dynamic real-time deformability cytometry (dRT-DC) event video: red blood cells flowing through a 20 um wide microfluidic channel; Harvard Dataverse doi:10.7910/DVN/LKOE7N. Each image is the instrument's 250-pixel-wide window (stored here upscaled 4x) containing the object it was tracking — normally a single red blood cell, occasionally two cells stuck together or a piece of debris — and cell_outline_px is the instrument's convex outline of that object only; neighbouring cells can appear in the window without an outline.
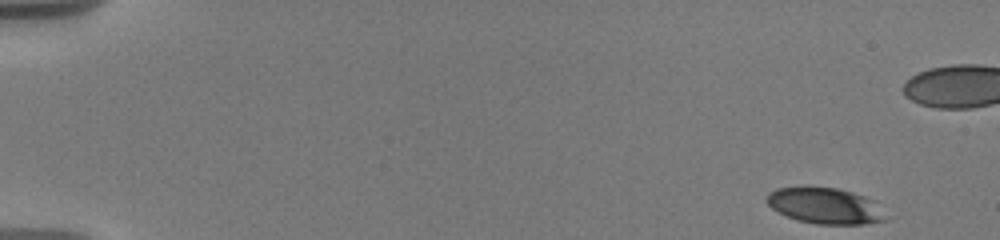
{"species": "human", "species_latin": "Homo sapiens", "temperature_condition": "warm", "stored_images_in_passage": 33, "camera_frame_rate_fps": 3000, "um_per_image_px": 0.085, "donor": {"sex": "male"}, "frame": {"image": 1, "passage_image": 1, "time_ms": 0.0, "image_size_px": [1000, 240], "cell_outline_px": [[888, 220], [860, 224], [816, 224], [800, 220], [788, 216], [772, 208], [768, 204], [768, 192], [776, 188], [808, 184], [836, 188], [852, 192], [876, 200]], "centroid_in_image_um": [70.14, 17.44], "position_along_channel_um": 14.9, "area_um2": 25.37}}
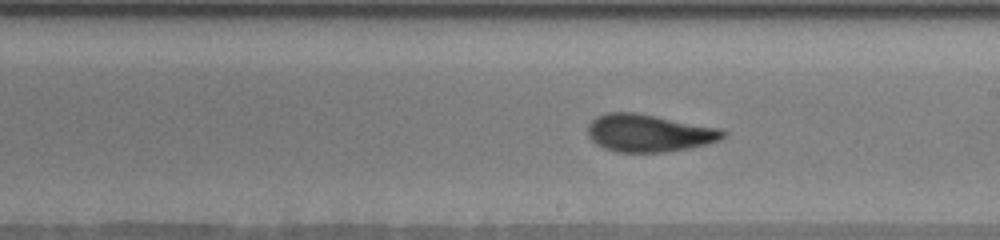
{"frame": {"image": 2, "passage_image": 19, "time_ms": 10.0, "image_size_px": [1000, 240], "cell_outline_px": [[728, 132], [720, 140], [708, 144], [688, 148], [664, 152], [616, 152], [604, 148], [596, 144], [588, 136], [588, 124], [596, 116], [608, 112], [636, 112], [720, 128]], "centroid_in_image_um": [55.15, 11.3], "position_along_channel_um": 233.8, "area_um2": 29.71}}
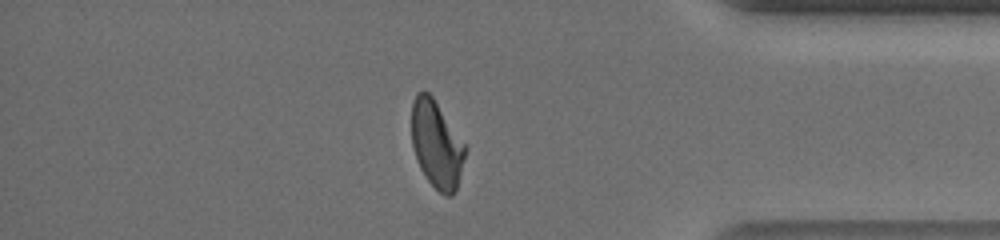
{"frame": {"image": 3, "passage_image": 28, "time_ms": 15.0, "image_size_px": [1000, 240], "cell_outline_px": [[468, 148], [456, 192], [452, 196], [444, 196], [428, 180], [420, 168], [416, 160], [412, 144], [412, 104], [416, 92], [424, 88], [432, 96]], "centroid_in_image_um": [37.12, 12.28], "position_along_channel_um": 398.1, "area_um2": 27.51}, "authors_computed_cell_mechanics": {"area_um2": 28.6688, "velocity_mm_per_s": 3.6674, "shape_relaxation_time_tau1_ms": 6.9046, "shape_relaxation_time_tau2_ms": 1.2896, "deformation_change_tau1": 0.2158, "deformation_change_tau2": 0.0759}}